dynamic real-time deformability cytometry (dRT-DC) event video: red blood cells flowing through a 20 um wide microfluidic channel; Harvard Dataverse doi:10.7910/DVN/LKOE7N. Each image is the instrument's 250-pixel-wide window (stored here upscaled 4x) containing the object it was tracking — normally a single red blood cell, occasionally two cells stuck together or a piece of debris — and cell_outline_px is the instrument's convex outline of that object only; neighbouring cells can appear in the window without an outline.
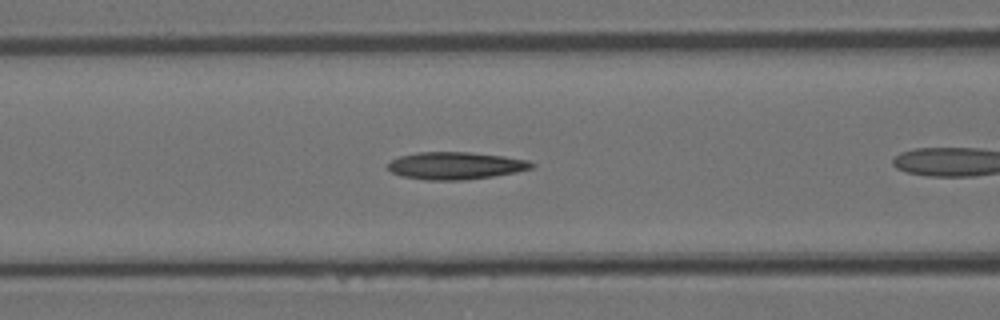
{"species": "Egyptian fruit bat (a non-hibernating species)", "species_latin": "Rousettus aegyptiacus", "temperature_condition": "room temperature", "stored_images_in_passage": 25, "camera_frame_rate_fps": 3000, "um_per_image_px": 0.085, "animal": {"sex": "female"}, "frame": {"image": 1, "passage_image": 6, "time_ms": 1.667, "image_size_px": [1000, 320], "cell_outline_px": [[536, 164], [532, 168], [516, 172], [492, 176], [464, 180], [424, 180], [404, 176], [392, 172], [388, 168], [388, 164], [392, 160], [400, 156], [416, 152], [468, 152], [504, 156], [528, 160]], "centroid_in_image_um": [38.74, 14.08], "position_along_channel_um": 127.9, "area_um2": 22.83}}
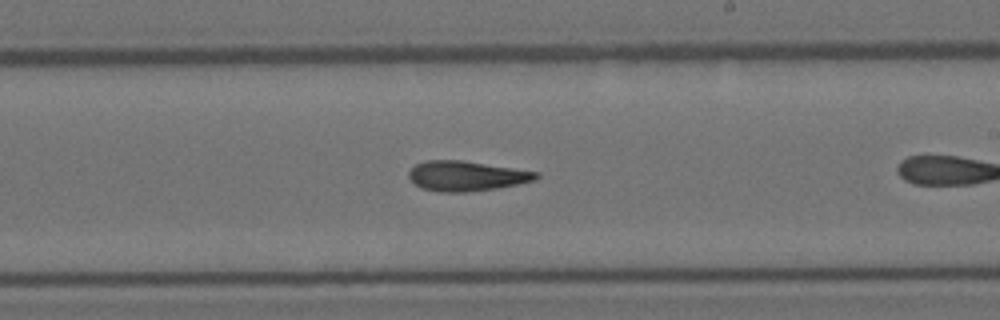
{"frame": {"image": 2, "passage_image": 15, "time_ms": 4.667, "image_size_px": [1000, 320], "cell_outline_px": [[540, 176], [536, 180], [496, 188], [464, 192], [440, 192], [420, 188], [408, 176], [408, 172], [416, 164], [428, 160], [460, 160], [540, 172]], "centroid_in_image_um": [39.65, 14.96], "position_along_channel_um": 249.4, "area_um2": 22.08}}
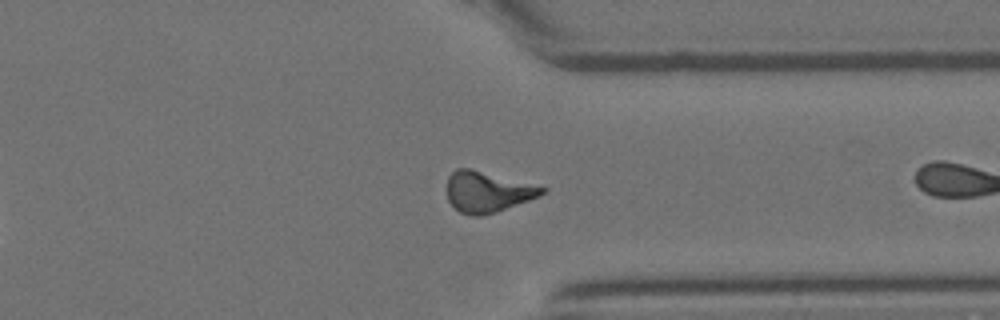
{"frame": {"image": 3, "passage_image": 24, "time_ms": 7.667, "image_size_px": [1000, 320], "cell_outline_px": [[548, 188], [540, 196], [496, 212], [480, 216], [472, 216], [460, 212], [448, 200], [448, 176], [456, 168], [472, 168]], "centroid_in_image_um": [41.43, 16.29], "position_along_channel_um": 370.0, "area_um2": 22.48}}